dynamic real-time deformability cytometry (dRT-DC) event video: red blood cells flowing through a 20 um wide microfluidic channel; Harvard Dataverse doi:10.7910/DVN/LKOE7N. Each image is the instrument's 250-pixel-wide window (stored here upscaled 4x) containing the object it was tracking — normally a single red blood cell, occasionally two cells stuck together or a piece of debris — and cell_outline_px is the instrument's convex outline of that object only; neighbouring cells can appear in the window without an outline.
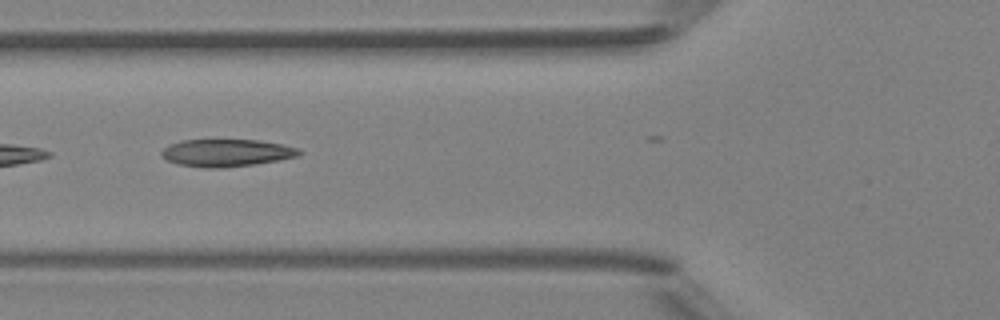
{"species": "Egyptian fruit bat (a non-hibernating species)", "species_latin": "Rousettus aegyptiacus", "temperature_condition": "room temperature", "stored_images_in_passage": 19, "camera_frame_rate_fps": 3000, "um_per_image_px": 0.085, "animal": {"sex": "female"}, "frame": {"image": 1, "passage_image": 4, "time_ms": 1.0, "image_size_px": [1000, 320], "cell_outline_px": [[304, 152], [300, 156], [252, 164], [224, 168], [204, 168], [176, 164], [160, 156], [160, 152], [168, 144], [180, 140], [260, 140], [280, 144], [296, 148]], "centroid_in_image_um": [19.2, 12.99], "position_along_channel_um": 106.6, "area_um2": 22.02}}
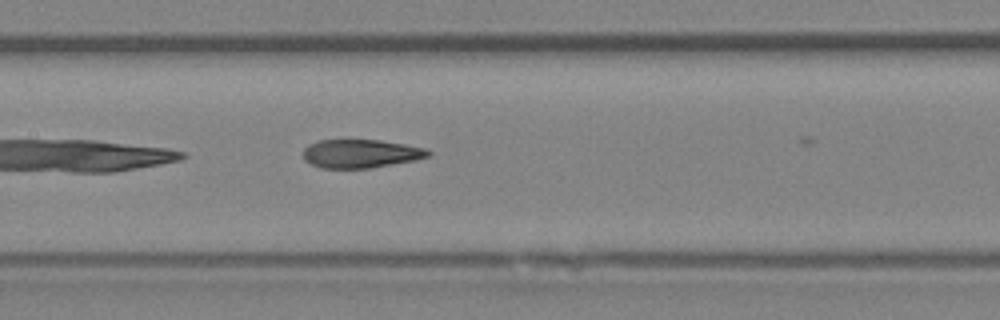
{"frame": {"image": 2, "passage_image": 9, "time_ms": 2.667, "image_size_px": [1000, 320], "cell_outline_px": [[432, 152], [428, 156], [416, 160], [372, 168], [320, 168], [304, 160], [304, 148], [308, 144], [316, 140], [380, 140], [404, 144], [424, 148]], "centroid_in_image_um": [30.64, 13.06], "position_along_channel_um": 176.8, "area_um2": 20.81}}